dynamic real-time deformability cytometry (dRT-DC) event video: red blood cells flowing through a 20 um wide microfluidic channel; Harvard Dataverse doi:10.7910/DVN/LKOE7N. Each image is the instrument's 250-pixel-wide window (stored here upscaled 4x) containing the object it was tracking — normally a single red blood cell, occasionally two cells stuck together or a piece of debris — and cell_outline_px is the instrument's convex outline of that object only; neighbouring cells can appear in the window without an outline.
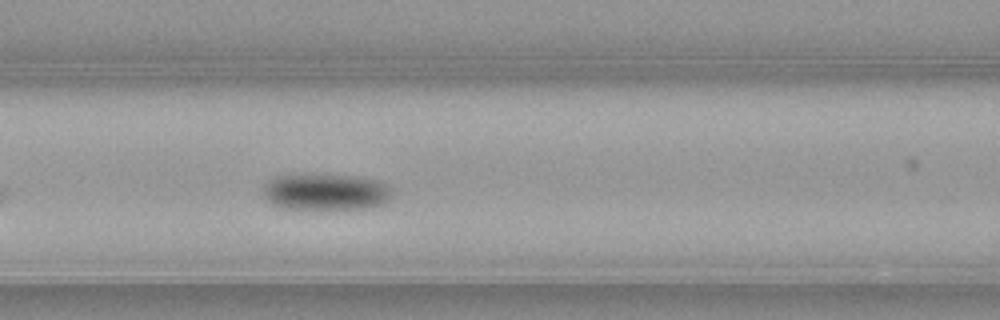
{"species": "common noctule bat (a hibernating species)", "species_latin": "Nyctalus noctula", "temperature_condition": "warm", "stored_images_in_passage": 19, "camera_frame_rate_fps": 3000, "um_per_image_px": 0.085, "animal": {"sex": "female", "body_mass_g": 21.9}, "frame": {"image": 1, "passage_image": 9, "time_ms": 2.667, "image_size_px": [1000, 320], "cell_outline_px": [[392, 192], [388, 200], [384, 204], [368, 208], [284, 208], [272, 204], [264, 196], [264, 184], [276, 176], [352, 176], [380, 180]], "centroid_in_image_um": [27.71, 16.33], "position_along_channel_um": 138.9, "area_um2": 26.59}}